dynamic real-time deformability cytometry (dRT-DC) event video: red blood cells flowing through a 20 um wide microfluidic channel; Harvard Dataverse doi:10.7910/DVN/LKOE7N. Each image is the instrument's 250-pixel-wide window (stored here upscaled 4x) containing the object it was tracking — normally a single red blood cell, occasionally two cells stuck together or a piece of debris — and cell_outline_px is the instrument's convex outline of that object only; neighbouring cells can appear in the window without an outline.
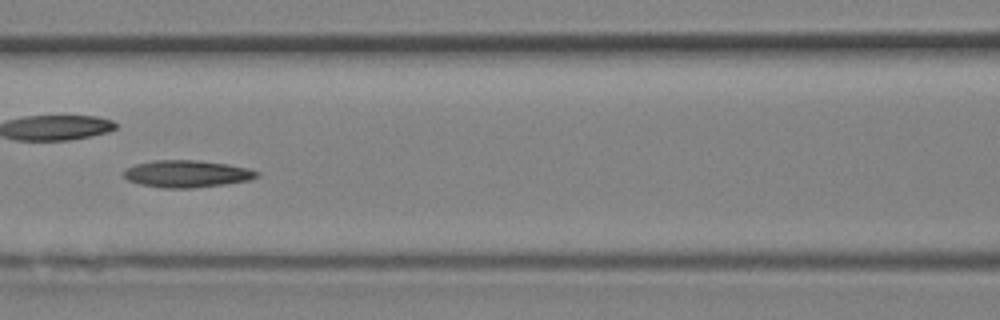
{"species": "Egyptian fruit bat (a non-hibernating species)", "species_latin": "Rousettus aegyptiacus", "temperature_condition": "room temperature", "stored_images_in_passage": 14, "camera_frame_rate_fps": 3000, "um_per_image_px": 0.085, "animal": {"sex": "female"}, "frame": {"image": 1, "passage_image": 5, "time_ms": 1.333, "image_size_px": [1000, 320], "cell_outline_px": [[260, 176], [248, 180], [224, 184], [192, 188], [164, 188], [140, 184], [128, 180], [124, 176], [124, 172], [128, 168], [136, 164], [156, 160], [196, 160], [228, 164], [248, 168], [260, 172]], "centroid_in_image_um": [15.92, 14.77], "position_along_channel_um": 150.7, "area_um2": 20.87}}
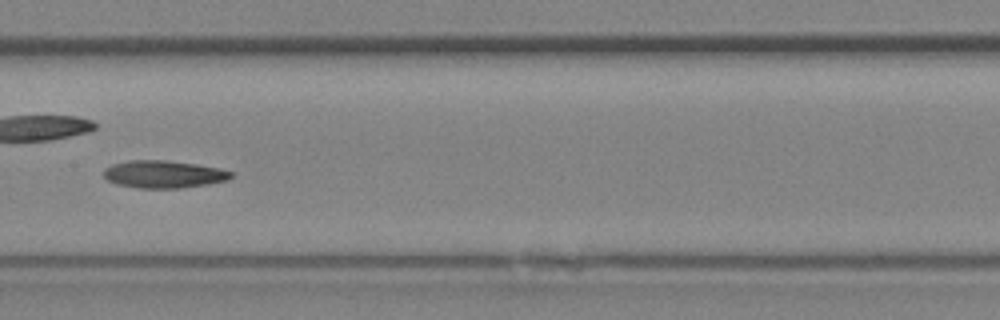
{"frame": {"image": 2, "passage_image": 7, "time_ms": 2.0, "image_size_px": [1000, 320], "cell_outline_px": [[232, 176], [228, 180], [208, 184], [184, 188], [136, 188], [116, 184], [108, 180], [104, 176], [104, 168], [112, 164], [128, 160], [164, 160], [196, 164], [220, 168], [232, 172]], "centroid_in_image_um": [13.9, 14.81], "position_along_channel_um": 193.5, "area_um2": 20.52}}